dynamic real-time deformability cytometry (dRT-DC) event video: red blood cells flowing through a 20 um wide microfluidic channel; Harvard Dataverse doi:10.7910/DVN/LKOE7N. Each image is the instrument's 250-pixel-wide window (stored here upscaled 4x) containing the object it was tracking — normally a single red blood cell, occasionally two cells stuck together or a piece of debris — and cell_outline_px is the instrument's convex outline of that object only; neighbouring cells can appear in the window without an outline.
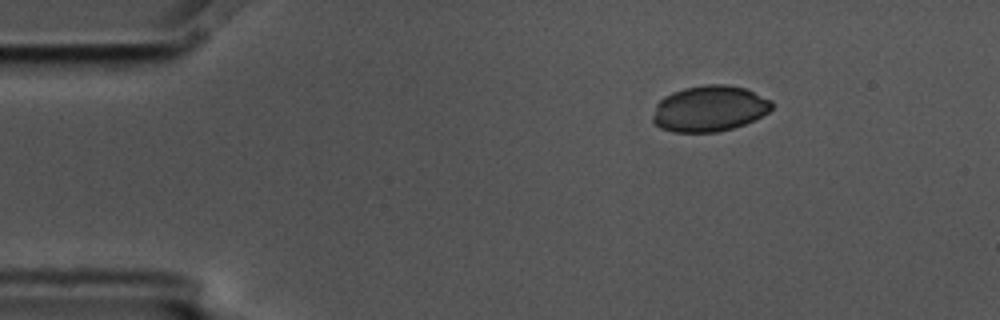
{"species": "common noctule bat (a hibernating species)", "species_latin": "Nyctalus noctula", "temperature_condition": "cold", "stored_images_in_passage": 3, "camera_frame_rate_fps": 3000, "um_per_image_px": 0.085, "animal": {"sex": "male", "body_mass_g": 17.5, "forearm_length_mm": 52.3}, "frame": {"image": 1, "passage_image": 1, "time_ms": 0.0, "image_size_px": [1000, 320], "cell_outline_px": [[772, 108], [768, 112], [744, 124], [732, 128], [716, 132], [672, 132], [660, 128], [652, 120], [652, 116], [656, 104], [664, 96], [672, 92], [684, 88], [704, 84], [728, 84], [748, 88], [772, 100]], "centroid_in_image_um": [60.3, 9.21], "position_along_channel_um": 24.7, "area_um2": 32.08}}